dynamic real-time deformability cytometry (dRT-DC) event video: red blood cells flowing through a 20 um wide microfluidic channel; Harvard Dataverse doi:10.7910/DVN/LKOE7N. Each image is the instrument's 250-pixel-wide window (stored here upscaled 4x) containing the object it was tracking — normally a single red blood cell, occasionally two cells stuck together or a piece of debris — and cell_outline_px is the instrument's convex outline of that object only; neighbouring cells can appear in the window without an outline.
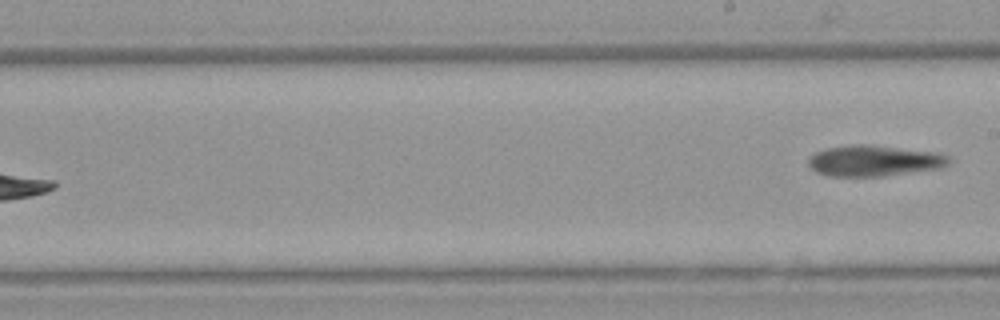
{"species": "Egyptian fruit bat (a non-hibernating species)", "species_latin": "Rousettus aegyptiacus", "temperature_condition": "warm", "stored_images_in_passage": 7, "segment_of_instrument_passage": [2, 2], "camera_frame_rate_fps": 3000, "um_per_image_px": 0.085, "animal": {"sex": "female"}, "frame": {"image": 1, "passage_image": 7, "time_ms": 8.0, "image_size_px": [1000, 320], "cell_outline_px": [[948, 164], [940, 168], [880, 176], [828, 176], [816, 172], [808, 164], [808, 160], [816, 152], [828, 148], [848, 144], [868, 144], [932, 152], [948, 156]], "centroid_in_image_um": [74.24, 13.66], "position_along_channel_um": 214.8, "area_um2": 24.91}}